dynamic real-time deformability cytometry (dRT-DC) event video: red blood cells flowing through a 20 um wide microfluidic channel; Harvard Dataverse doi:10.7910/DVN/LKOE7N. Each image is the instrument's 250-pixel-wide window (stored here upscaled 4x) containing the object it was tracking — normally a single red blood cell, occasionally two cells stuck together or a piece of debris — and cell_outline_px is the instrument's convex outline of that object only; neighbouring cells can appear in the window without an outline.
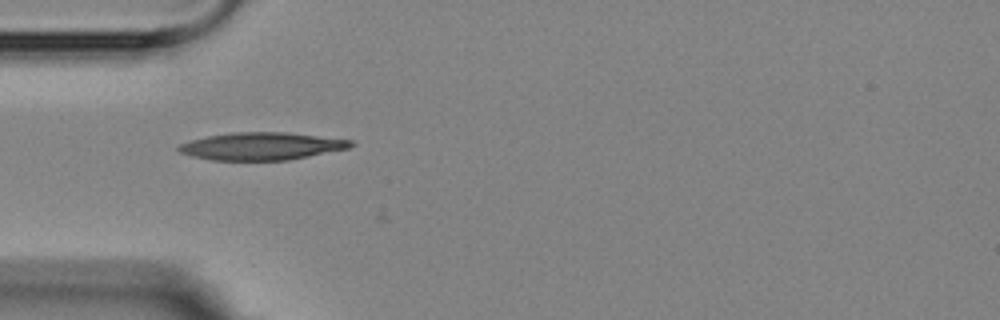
{"species": "Egyptian fruit bat (a non-hibernating species)", "species_latin": "Rousettus aegyptiacus", "temperature_condition": "room temperature", "stored_images_in_passage": 5, "camera_frame_rate_fps": 3000, "um_per_image_px": 0.085, "animal": {"sex": "female"}, "frame": {"image": 1, "passage_image": 5, "time_ms": 4.667, "image_size_px": [1000, 320], "cell_outline_px": [[356, 144], [348, 148], [288, 160], [212, 160], [192, 156], [180, 152], [176, 148], [180, 144], [192, 140], [208, 136], [232, 132], [284, 132], [352, 140]], "centroid_in_image_um": [22.22, 12.42], "position_along_channel_um": 62.8, "area_um2": 27.34}}